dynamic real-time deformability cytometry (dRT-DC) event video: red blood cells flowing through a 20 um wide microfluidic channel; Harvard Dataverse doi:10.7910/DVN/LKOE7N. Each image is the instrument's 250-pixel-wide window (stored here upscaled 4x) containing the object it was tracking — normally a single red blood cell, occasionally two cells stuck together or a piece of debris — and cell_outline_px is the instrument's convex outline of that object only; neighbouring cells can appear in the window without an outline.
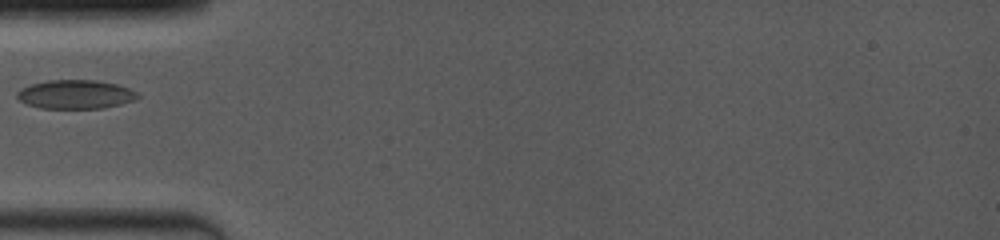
{"species": "common noctule bat (a hibernating species)", "species_latin": "Nyctalus noctula", "temperature_condition": "room temperature", "stored_images_in_passage": 4, "camera_frame_rate_fps": 4000, "um_per_image_px": 0.085, "animal": {"sex": "female", "body_mass_g": 19.0, "forearm_length_mm": 53.3}, "frame": {"image": 1, "passage_image": 1, "time_ms": 0.0, "image_size_px": [1000, 240], "cell_outline_px": [[140, 96], [136, 100], [104, 108], [40, 108], [28, 104], [20, 100], [16, 96], [16, 92], [20, 88], [28, 84], [48, 80], [96, 80], [116, 84], [128, 88], [136, 92]], "centroid_in_image_um": [6.4, 8.01], "position_along_channel_um": 78.6, "area_um2": 20.35}}
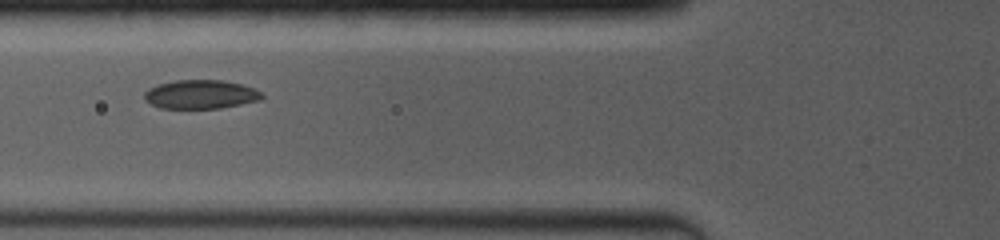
{"frame": {"image": 2, "passage_image": 2, "time_ms": 0.75, "image_size_px": [1000, 240], "cell_outline_px": [[264, 96], [260, 100], [220, 108], [160, 108], [144, 100], [144, 92], [148, 88], [160, 84], [176, 80], [224, 80], [256, 88]], "centroid_in_image_um": [17.05, 8.02], "position_along_channel_um": 108.7, "area_um2": 19.71}}
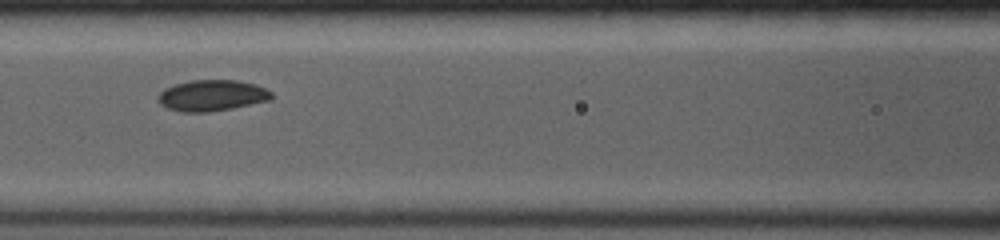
{"frame": {"image": 3, "passage_image": 3, "time_ms": 1.75, "image_size_px": [1000, 240], "cell_outline_px": [[272, 100], [232, 108], [208, 112], [180, 112], [168, 108], [160, 104], [156, 100], [156, 96], [164, 88], [176, 84], [192, 80], [236, 80], [256, 84], [272, 92]], "centroid_in_image_um": [18.0, 8.12], "position_along_channel_um": 148.6, "area_um2": 20.69}}